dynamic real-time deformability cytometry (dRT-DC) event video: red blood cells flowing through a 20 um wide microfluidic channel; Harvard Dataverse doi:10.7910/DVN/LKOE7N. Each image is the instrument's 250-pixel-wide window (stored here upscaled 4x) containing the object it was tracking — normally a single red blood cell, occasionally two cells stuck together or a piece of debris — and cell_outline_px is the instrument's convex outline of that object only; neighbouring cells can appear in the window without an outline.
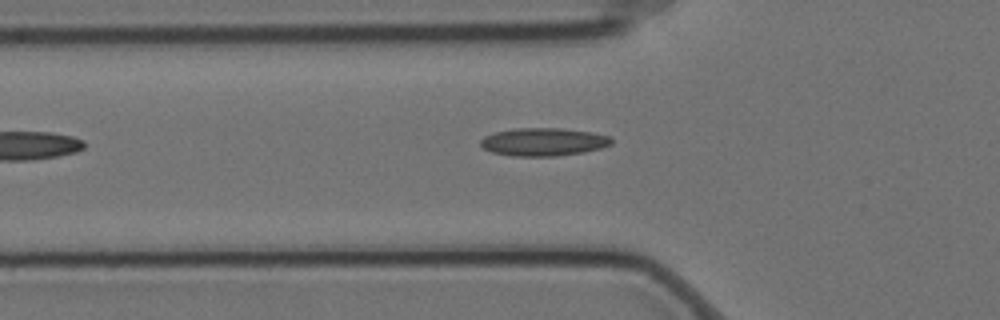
{"species": "Egyptian fruit bat (a non-hibernating species)", "species_latin": "Rousettus aegyptiacus", "temperature_condition": "cold", "stored_images_in_passage": 5, "camera_frame_rate_fps": 3000, "um_per_image_px": 0.085, "animal": {"sex": "female"}, "frame": {"image": 1, "passage_image": 4, "time_ms": 1.0, "image_size_px": [1000, 320], "cell_outline_px": [[612, 144], [600, 148], [584, 152], [556, 156], [512, 156], [492, 152], [484, 148], [480, 144], [480, 140], [484, 136], [496, 132], [516, 128], [560, 128], [592, 132], [612, 136]], "centroid_in_image_um": [46.21, 12.06], "position_along_channel_um": 79.6, "area_um2": 21.39}}
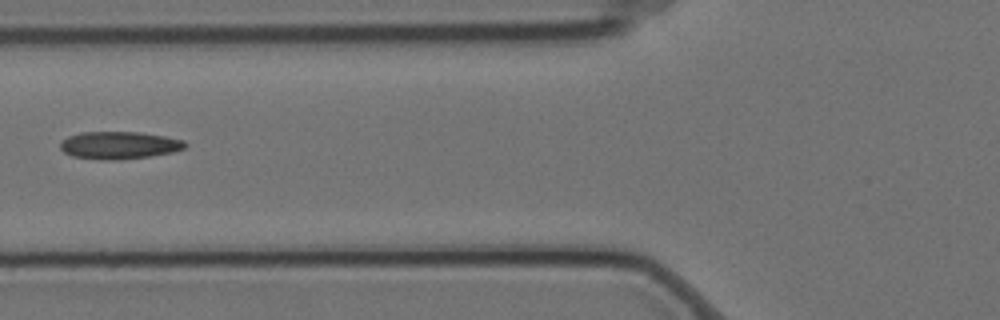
{"frame": {"image": 2, "passage_image": 5, "time_ms": 1.333, "image_size_px": [1000, 320], "cell_outline_px": [[188, 144], [184, 148], [172, 152], [148, 156], [120, 160], [100, 160], [72, 156], [64, 152], [60, 148], [60, 140], [68, 136], [80, 132], [140, 132], [164, 136], [184, 140]], "centroid_in_image_um": [10.09, 12.34], "position_along_channel_um": 115.7, "area_um2": 20.11}}